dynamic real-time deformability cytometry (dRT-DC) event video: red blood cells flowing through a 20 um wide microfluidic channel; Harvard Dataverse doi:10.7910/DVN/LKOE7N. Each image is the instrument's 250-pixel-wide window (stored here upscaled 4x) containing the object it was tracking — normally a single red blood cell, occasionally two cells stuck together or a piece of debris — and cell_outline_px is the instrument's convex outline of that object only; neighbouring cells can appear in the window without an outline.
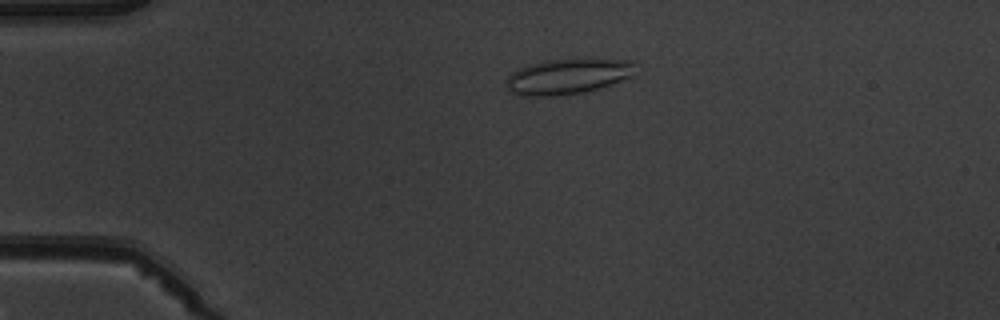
{"species": "common noctule bat (a hibernating species)", "species_latin": "Nyctalus noctula", "temperature_condition": "warm", "stored_images_in_passage": 2, "camera_frame_rate_fps": 3000, "um_per_image_px": 0.085, "animal": {"sex": "male", "body_mass_g": 19.5, "forearm_length_mm": 54.6}, "frame": {"image": 1, "passage_image": 1, "time_ms": 0.0, "image_size_px": [1000, 320], "cell_outline_px": [[632, 76], [612, 84], [600, 88], [584, 92], [552, 96], [528, 96], [508, 92], [508, 76], [516, 68], [528, 64], [548, 60], [580, 56], [632, 60]], "centroid_in_image_um": [48.27, 6.44], "position_along_channel_um": 36.7, "area_um2": 27.34}}